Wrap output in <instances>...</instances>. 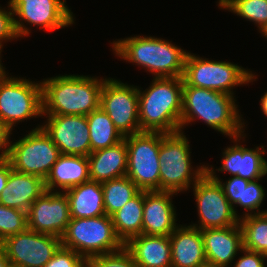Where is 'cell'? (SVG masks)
Segmentation results:
<instances>
[{
	"label": "cell",
	"instance_id": "cell-21",
	"mask_svg": "<svg viewBox=\"0 0 267 267\" xmlns=\"http://www.w3.org/2000/svg\"><path fill=\"white\" fill-rule=\"evenodd\" d=\"M124 247L137 267H171L169 236L141 234L131 238Z\"/></svg>",
	"mask_w": 267,
	"mask_h": 267
},
{
	"label": "cell",
	"instance_id": "cell-40",
	"mask_svg": "<svg viewBox=\"0 0 267 267\" xmlns=\"http://www.w3.org/2000/svg\"><path fill=\"white\" fill-rule=\"evenodd\" d=\"M0 267H12L3 246L0 244Z\"/></svg>",
	"mask_w": 267,
	"mask_h": 267
},
{
	"label": "cell",
	"instance_id": "cell-5",
	"mask_svg": "<svg viewBox=\"0 0 267 267\" xmlns=\"http://www.w3.org/2000/svg\"><path fill=\"white\" fill-rule=\"evenodd\" d=\"M190 153L189 142L182 130L162 133L159 148L160 191L177 194L183 190L187 191L190 185L193 186L206 173L205 165L193 171Z\"/></svg>",
	"mask_w": 267,
	"mask_h": 267
},
{
	"label": "cell",
	"instance_id": "cell-38",
	"mask_svg": "<svg viewBox=\"0 0 267 267\" xmlns=\"http://www.w3.org/2000/svg\"><path fill=\"white\" fill-rule=\"evenodd\" d=\"M11 130L0 120V159H5L9 153V147L12 142H9Z\"/></svg>",
	"mask_w": 267,
	"mask_h": 267
},
{
	"label": "cell",
	"instance_id": "cell-34",
	"mask_svg": "<svg viewBox=\"0 0 267 267\" xmlns=\"http://www.w3.org/2000/svg\"><path fill=\"white\" fill-rule=\"evenodd\" d=\"M206 173L212 179L217 180L219 182L220 186L223 189L224 195L226 196V198L228 199L230 204L233 206V210H234L235 214L240 218V216L236 213L237 211H235V207H234L235 205L234 204H237L239 201H242L243 178L233 176L228 181L222 183V181L219 180L218 177H216L217 175H214L216 173L214 172L213 167L210 168V167L206 166Z\"/></svg>",
	"mask_w": 267,
	"mask_h": 267
},
{
	"label": "cell",
	"instance_id": "cell-27",
	"mask_svg": "<svg viewBox=\"0 0 267 267\" xmlns=\"http://www.w3.org/2000/svg\"><path fill=\"white\" fill-rule=\"evenodd\" d=\"M86 118L90 132L91 152L108 148L124 139L101 107L90 112Z\"/></svg>",
	"mask_w": 267,
	"mask_h": 267
},
{
	"label": "cell",
	"instance_id": "cell-9",
	"mask_svg": "<svg viewBox=\"0 0 267 267\" xmlns=\"http://www.w3.org/2000/svg\"><path fill=\"white\" fill-rule=\"evenodd\" d=\"M7 76L0 79V120L12 131L16 122L43 116L42 84Z\"/></svg>",
	"mask_w": 267,
	"mask_h": 267
},
{
	"label": "cell",
	"instance_id": "cell-17",
	"mask_svg": "<svg viewBox=\"0 0 267 267\" xmlns=\"http://www.w3.org/2000/svg\"><path fill=\"white\" fill-rule=\"evenodd\" d=\"M170 191H144L142 234L170 236L178 227Z\"/></svg>",
	"mask_w": 267,
	"mask_h": 267
},
{
	"label": "cell",
	"instance_id": "cell-45",
	"mask_svg": "<svg viewBox=\"0 0 267 267\" xmlns=\"http://www.w3.org/2000/svg\"><path fill=\"white\" fill-rule=\"evenodd\" d=\"M264 257L267 258V251L264 253Z\"/></svg>",
	"mask_w": 267,
	"mask_h": 267
},
{
	"label": "cell",
	"instance_id": "cell-41",
	"mask_svg": "<svg viewBox=\"0 0 267 267\" xmlns=\"http://www.w3.org/2000/svg\"><path fill=\"white\" fill-rule=\"evenodd\" d=\"M260 103H261L260 108H261L263 114L266 115V117H267V92L261 97Z\"/></svg>",
	"mask_w": 267,
	"mask_h": 267
},
{
	"label": "cell",
	"instance_id": "cell-10",
	"mask_svg": "<svg viewBox=\"0 0 267 267\" xmlns=\"http://www.w3.org/2000/svg\"><path fill=\"white\" fill-rule=\"evenodd\" d=\"M59 148L45 130L38 126L17 142L10 144L7 159L18 172L48 176L60 156Z\"/></svg>",
	"mask_w": 267,
	"mask_h": 267
},
{
	"label": "cell",
	"instance_id": "cell-23",
	"mask_svg": "<svg viewBox=\"0 0 267 267\" xmlns=\"http://www.w3.org/2000/svg\"><path fill=\"white\" fill-rule=\"evenodd\" d=\"M87 158L92 181L103 183L126 176L128 150L125 139L108 148L93 151Z\"/></svg>",
	"mask_w": 267,
	"mask_h": 267
},
{
	"label": "cell",
	"instance_id": "cell-8",
	"mask_svg": "<svg viewBox=\"0 0 267 267\" xmlns=\"http://www.w3.org/2000/svg\"><path fill=\"white\" fill-rule=\"evenodd\" d=\"M124 139L128 150L126 176L141 191H160L159 148L162 132L142 131Z\"/></svg>",
	"mask_w": 267,
	"mask_h": 267
},
{
	"label": "cell",
	"instance_id": "cell-26",
	"mask_svg": "<svg viewBox=\"0 0 267 267\" xmlns=\"http://www.w3.org/2000/svg\"><path fill=\"white\" fill-rule=\"evenodd\" d=\"M143 205L144 191H140L111 216L115 233L124 245L142 234Z\"/></svg>",
	"mask_w": 267,
	"mask_h": 267
},
{
	"label": "cell",
	"instance_id": "cell-19",
	"mask_svg": "<svg viewBox=\"0 0 267 267\" xmlns=\"http://www.w3.org/2000/svg\"><path fill=\"white\" fill-rule=\"evenodd\" d=\"M206 261L230 266L237 251H242V230L239 224L201 230Z\"/></svg>",
	"mask_w": 267,
	"mask_h": 267
},
{
	"label": "cell",
	"instance_id": "cell-1",
	"mask_svg": "<svg viewBox=\"0 0 267 267\" xmlns=\"http://www.w3.org/2000/svg\"><path fill=\"white\" fill-rule=\"evenodd\" d=\"M183 97L182 77H153L148 89L138 88L141 131L175 133L180 131Z\"/></svg>",
	"mask_w": 267,
	"mask_h": 267
},
{
	"label": "cell",
	"instance_id": "cell-39",
	"mask_svg": "<svg viewBox=\"0 0 267 267\" xmlns=\"http://www.w3.org/2000/svg\"><path fill=\"white\" fill-rule=\"evenodd\" d=\"M10 173V162L7 158L0 159V194L6 187L8 176Z\"/></svg>",
	"mask_w": 267,
	"mask_h": 267
},
{
	"label": "cell",
	"instance_id": "cell-29",
	"mask_svg": "<svg viewBox=\"0 0 267 267\" xmlns=\"http://www.w3.org/2000/svg\"><path fill=\"white\" fill-rule=\"evenodd\" d=\"M243 248L265 253L267 251V212L241 216Z\"/></svg>",
	"mask_w": 267,
	"mask_h": 267
},
{
	"label": "cell",
	"instance_id": "cell-7",
	"mask_svg": "<svg viewBox=\"0 0 267 267\" xmlns=\"http://www.w3.org/2000/svg\"><path fill=\"white\" fill-rule=\"evenodd\" d=\"M183 81L198 88H205L233 96L235 86L255 81L252 71L226 61H211L188 53L182 76Z\"/></svg>",
	"mask_w": 267,
	"mask_h": 267
},
{
	"label": "cell",
	"instance_id": "cell-42",
	"mask_svg": "<svg viewBox=\"0 0 267 267\" xmlns=\"http://www.w3.org/2000/svg\"><path fill=\"white\" fill-rule=\"evenodd\" d=\"M200 267H229V266L218 265L209 261H205Z\"/></svg>",
	"mask_w": 267,
	"mask_h": 267
},
{
	"label": "cell",
	"instance_id": "cell-32",
	"mask_svg": "<svg viewBox=\"0 0 267 267\" xmlns=\"http://www.w3.org/2000/svg\"><path fill=\"white\" fill-rule=\"evenodd\" d=\"M258 180L249 181L247 179H243V193H242V201H239L236 205H239L240 207H243L245 210L251 211L250 213L246 212L243 214L246 215H252L254 214H260L264 213L265 211H260V205L262 204V201L265 198V190L263 189L262 185H260ZM258 210L257 212H255Z\"/></svg>",
	"mask_w": 267,
	"mask_h": 267
},
{
	"label": "cell",
	"instance_id": "cell-14",
	"mask_svg": "<svg viewBox=\"0 0 267 267\" xmlns=\"http://www.w3.org/2000/svg\"><path fill=\"white\" fill-rule=\"evenodd\" d=\"M12 267H44L62 245L61 238L26 229L0 243Z\"/></svg>",
	"mask_w": 267,
	"mask_h": 267
},
{
	"label": "cell",
	"instance_id": "cell-13",
	"mask_svg": "<svg viewBox=\"0 0 267 267\" xmlns=\"http://www.w3.org/2000/svg\"><path fill=\"white\" fill-rule=\"evenodd\" d=\"M199 215V226H191L204 230L208 228H224L239 224L240 218L235 214L223 189L217 180L205 173L194 185Z\"/></svg>",
	"mask_w": 267,
	"mask_h": 267
},
{
	"label": "cell",
	"instance_id": "cell-12",
	"mask_svg": "<svg viewBox=\"0 0 267 267\" xmlns=\"http://www.w3.org/2000/svg\"><path fill=\"white\" fill-rule=\"evenodd\" d=\"M65 0H10L14 18V27L18 37L27 36L30 32L22 23L52 31L74 23L73 13L68 9ZM22 20V21H21Z\"/></svg>",
	"mask_w": 267,
	"mask_h": 267
},
{
	"label": "cell",
	"instance_id": "cell-35",
	"mask_svg": "<svg viewBox=\"0 0 267 267\" xmlns=\"http://www.w3.org/2000/svg\"><path fill=\"white\" fill-rule=\"evenodd\" d=\"M86 260L74 250L60 246L44 267H83Z\"/></svg>",
	"mask_w": 267,
	"mask_h": 267
},
{
	"label": "cell",
	"instance_id": "cell-15",
	"mask_svg": "<svg viewBox=\"0 0 267 267\" xmlns=\"http://www.w3.org/2000/svg\"><path fill=\"white\" fill-rule=\"evenodd\" d=\"M28 229L61 238L71 220L69 202L61 191H45L27 212Z\"/></svg>",
	"mask_w": 267,
	"mask_h": 267
},
{
	"label": "cell",
	"instance_id": "cell-11",
	"mask_svg": "<svg viewBox=\"0 0 267 267\" xmlns=\"http://www.w3.org/2000/svg\"><path fill=\"white\" fill-rule=\"evenodd\" d=\"M100 107L123 137L141 131L138 111V87L106 78L100 93Z\"/></svg>",
	"mask_w": 267,
	"mask_h": 267
},
{
	"label": "cell",
	"instance_id": "cell-37",
	"mask_svg": "<svg viewBox=\"0 0 267 267\" xmlns=\"http://www.w3.org/2000/svg\"><path fill=\"white\" fill-rule=\"evenodd\" d=\"M245 253L244 256H240L233 267H266L264 264V254L260 252H254L246 249H242Z\"/></svg>",
	"mask_w": 267,
	"mask_h": 267
},
{
	"label": "cell",
	"instance_id": "cell-18",
	"mask_svg": "<svg viewBox=\"0 0 267 267\" xmlns=\"http://www.w3.org/2000/svg\"><path fill=\"white\" fill-rule=\"evenodd\" d=\"M244 134L231 137L236 144L227 147L223 152L222 166L218 171H227L233 176L241 177L249 181L259 180L267 174V161L262 157L265 155L264 146L255 149L245 148L239 145Z\"/></svg>",
	"mask_w": 267,
	"mask_h": 267
},
{
	"label": "cell",
	"instance_id": "cell-33",
	"mask_svg": "<svg viewBox=\"0 0 267 267\" xmlns=\"http://www.w3.org/2000/svg\"><path fill=\"white\" fill-rule=\"evenodd\" d=\"M86 263L89 267H137L125 247L117 252L91 257Z\"/></svg>",
	"mask_w": 267,
	"mask_h": 267
},
{
	"label": "cell",
	"instance_id": "cell-2",
	"mask_svg": "<svg viewBox=\"0 0 267 267\" xmlns=\"http://www.w3.org/2000/svg\"><path fill=\"white\" fill-rule=\"evenodd\" d=\"M235 101L232 95L189 86L183 81L180 131L198 118L230 138L242 134L244 122Z\"/></svg>",
	"mask_w": 267,
	"mask_h": 267
},
{
	"label": "cell",
	"instance_id": "cell-36",
	"mask_svg": "<svg viewBox=\"0 0 267 267\" xmlns=\"http://www.w3.org/2000/svg\"><path fill=\"white\" fill-rule=\"evenodd\" d=\"M8 10L6 11L5 8L1 9L0 7V46H2V42L4 40H13V38H18L14 27V15L12 12V8L10 3L8 4ZM10 8V9H9Z\"/></svg>",
	"mask_w": 267,
	"mask_h": 267
},
{
	"label": "cell",
	"instance_id": "cell-20",
	"mask_svg": "<svg viewBox=\"0 0 267 267\" xmlns=\"http://www.w3.org/2000/svg\"><path fill=\"white\" fill-rule=\"evenodd\" d=\"M45 191L44 180L40 176L18 172L10 164L8 181L0 194V204L28 212L31 204Z\"/></svg>",
	"mask_w": 267,
	"mask_h": 267
},
{
	"label": "cell",
	"instance_id": "cell-28",
	"mask_svg": "<svg viewBox=\"0 0 267 267\" xmlns=\"http://www.w3.org/2000/svg\"><path fill=\"white\" fill-rule=\"evenodd\" d=\"M101 184L105 213L110 217L141 191L127 176Z\"/></svg>",
	"mask_w": 267,
	"mask_h": 267
},
{
	"label": "cell",
	"instance_id": "cell-6",
	"mask_svg": "<svg viewBox=\"0 0 267 267\" xmlns=\"http://www.w3.org/2000/svg\"><path fill=\"white\" fill-rule=\"evenodd\" d=\"M62 246L74 250L85 260L117 252L124 244L117 237L108 215L91 218H71L61 237Z\"/></svg>",
	"mask_w": 267,
	"mask_h": 267
},
{
	"label": "cell",
	"instance_id": "cell-3",
	"mask_svg": "<svg viewBox=\"0 0 267 267\" xmlns=\"http://www.w3.org/2000/svg\"><path fill=\"white\" fill-rule=\"evenodd\" d=\"M43 80V115L87 116L100 107V93L106 79L62 75Z\"/></svg>",
	"mask_w": 267,
	"mask_h": 267
},
{
	"label": "cell",
	"instance_id": "cell-30",
	"mask_svg": "<svg viewBox=\"0 0 267 267\" xmlns=\"http://www.w3.org/2000/svg\"><path fill=\"white\" fill-rule=\"evenodd\" d=\"M218 4L257 24L262 34L267 31V0H219Z\"/></svg>",
	"mask_w": 267,
	"mask_h": 267
},
{
	"label": "cell",
	"instance_id": "cell-4",
	"mask_svg": "<svg viewBox=\"0 0 267 267\" xmlns=\"http://www.w3.org/2000/svg\"><path fill=\"white\" fill-rule=\"evenodd\" d=\"M113 51L123 60L143 66L160 77H182L189 52L169 41L155 37L134 36L113 42Z\"/></svg>",
	"mask_w": 267,
	"mask_h": 267
},
{
	"label": "cell",
	"instance_id": "cell-22",
	"mask_svg": "<svg viewBox=\"0 0 267 267\" xmlns=\"http://www.w3.org/2000/svg\"><path fill=\"white\" fill-rule=\"evenodd\" d=\"M171 267H200L205 261L201 230L193 226H178L169 236Z\"/></svg>",
	"mask_w": 267,
	"mask_h": 267
},
{
	"label": "cell",
	"instance_id": "cell-24",
	"mask_svg": "<svg viewBox=\"0 0 267 267\" xmlns=\"http://www.w3.org/2000/svg\"><path fill=\"white\" fill-rule=\"evenodd\" d=\"M90 180L89 161L86 156L60 155L44 180L46 191L62 192Z\"/></svg>",
	"mask_w": 267,
	"mask_h": 267
},
{
	"label": "cell",
	"instance_id": "cell-43",
	"mask_svg": "<svg viewBox=\"0 0 267 267\" xmlns=\"http://www.w3.org/2000/svg\"><path fill=\"white\" fill-rule=\"evenodd\" d=\"M1 49H3V48L0 46V55H1V52H2ZM6 75L7 74L5 72V67H3V65L1 64V58H0V79L4 78Z\"/></svg>",
	"mask_w": 267,
	"mask_h": 267
},
{
	"label": "cell",
	"instance_id": "cell-44",
	"mask_svg": "<svg viewBox=\"0 0 267 267\" xmlns=\"http://www.w3.org/2000/svg\"><path fill=\"white\" fill-rule=\"evenodd\" d=\"M263 36H265L267 38V31L263 34Z\"/></svg>",
	"mask_w": 267,
	"mask_h": 267
},
{
	"label": "cell",
	"instance_id": "cell-31",
	"mask_svg": "<svg viewBox=\"0 0 267 267\" xmlns=\"http://www.w3.org/2000/svg\"><path fill=\"white\" fill-rule=\"evenodd\" d=\"M28 228L27 212L0 204V243Z\"/></svg>",
	"mask_w": 267,
	"mask_h": 267
},
{
	"label": "cell",
	"instance_id": "cell-16",
	"mask_svg": "<svg viewBox=\"0 0 267 267\" xmlns=\"http://www.w3.org/2000/svg\"><path fill=\"white\" fill-rule=\"evenodd\" d=\"M41 127L62 155L88 156L91 153L89 127L84 115H47Z\"/></svg>",
	"mask_w": 267,
	"mask_h": 267
},
{
	"label": "cell",
	"instance_id": "cell-25",
	"mask_svg": "<svg viewBox=\"0 0 267 267\" xmlns=\"http://www.w3.org/2000/svg\"><path fill=\"white\" fill-rule=\"evenodd\" d=\"M71 218H91L105 215L102 184L89 180L64 191Z\"/></svg>",
	"mask_w": 267,
	"mask_h": 267
}]
</instances>
